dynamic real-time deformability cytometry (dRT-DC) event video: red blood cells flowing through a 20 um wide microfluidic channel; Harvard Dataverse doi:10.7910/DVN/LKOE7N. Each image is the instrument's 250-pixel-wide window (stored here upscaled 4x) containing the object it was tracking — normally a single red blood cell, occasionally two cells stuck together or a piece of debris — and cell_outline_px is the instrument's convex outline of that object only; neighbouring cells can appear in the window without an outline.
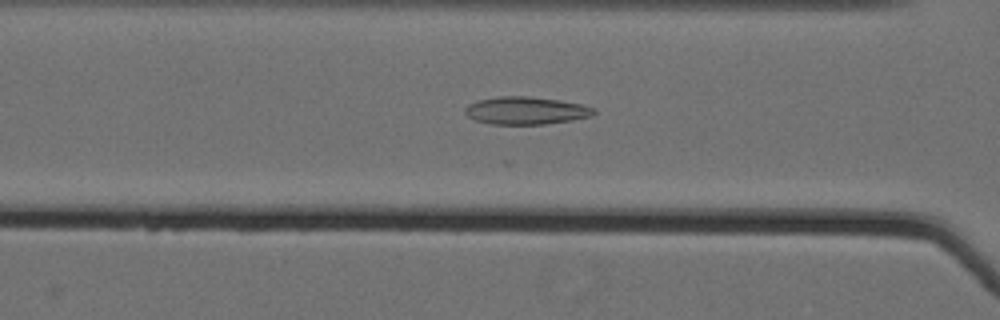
{"species": "Egyptian fruit bat (a non-hibernating species)", "species_latin": "Rousettus aegyptiacus", "temperature_condition": "cold", "stored_images_in_passage": 57, "camera_frame_rate_fps": 3000, "um_per_image_px": 0.085, "animal": {"sex": "female"}, "frame": {"image": 1, "passage_image": 26, "time_ms": 8.333, "image_size_px": [1000, 320], "cell_outline_px": [[596, 112], [592, 116], [572, 120], [544, 124], [492, 124], [476, 120], [468, 116], [464, 112], [464, 108], [468, 104], [476, 100], [496, 96], [528, 96], [560, 100], [580, 104], [596, 108]], "centroid_in_image_um": [44.69, 9.39], "position_along_channel_um": 121.9, "area_um2": 20.87}}
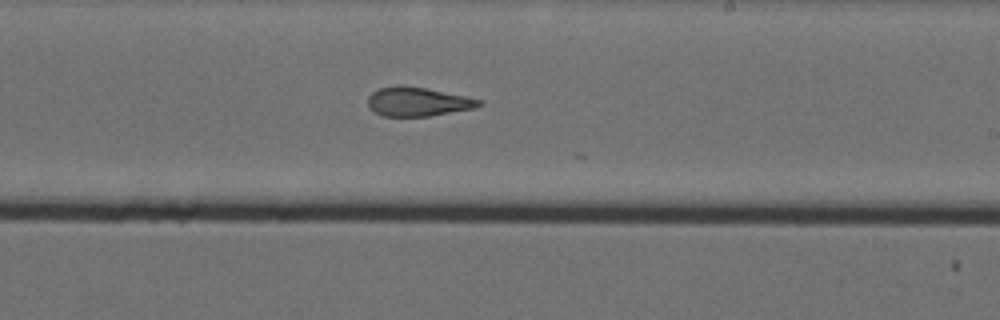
{"frame": {"image": 2, "passage_image": 37, "time_ms": 12.0, "image_size_px": [1000, 320], "cell_outline_px": [[484, 104], [476, 108], [428, 116], [380, 116], [372, 112], [368, 108], [368, 96], [372, 92], [380, 88], [396, 84], [404, 84], [484, 100]], "centroid_in_image_um": [35.48, 8.64], "position_along_channel_um": 253.5, "area_um2": 19.07}}
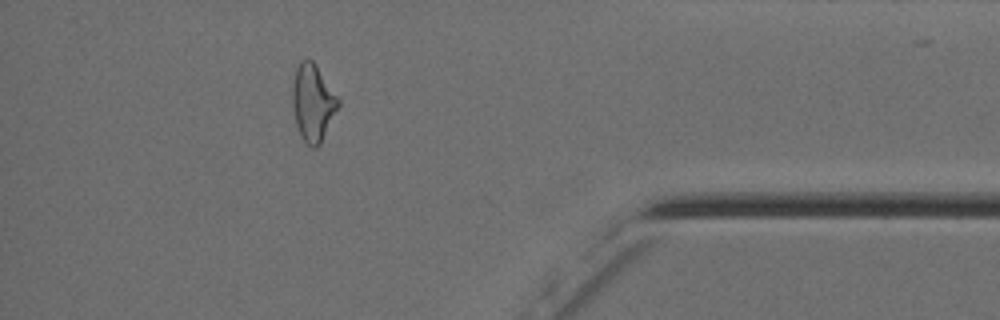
{"frame": {"image": 3, "passage_image": 52, "time_ms": 17.0, "image_size_px": [1000, 320], "cell_outline_px": [[340, 104], [320, 144], [316, 148], [312, 148], [300, 136], [296, 124], [292, 104], [292, 84], [296, 68], [300, 60], [312, 60], [316, 64], [340, 100]], "centroid_in_image_um": [26.58, 8.72], "position_along_channel_um": 408.6, "area_um2": 20.52}, "authors_computed_cell_mechanics": {"area_um2": 20.8658, "velocity_mm_per_s": 3.5894, "shape_relaxation_time_tau1_ms": null, "shape_relaxation_time_tau2_ms": 2.8662, "deformation_change_tau1": null, "deformation_change_tau2": 0.1097}}